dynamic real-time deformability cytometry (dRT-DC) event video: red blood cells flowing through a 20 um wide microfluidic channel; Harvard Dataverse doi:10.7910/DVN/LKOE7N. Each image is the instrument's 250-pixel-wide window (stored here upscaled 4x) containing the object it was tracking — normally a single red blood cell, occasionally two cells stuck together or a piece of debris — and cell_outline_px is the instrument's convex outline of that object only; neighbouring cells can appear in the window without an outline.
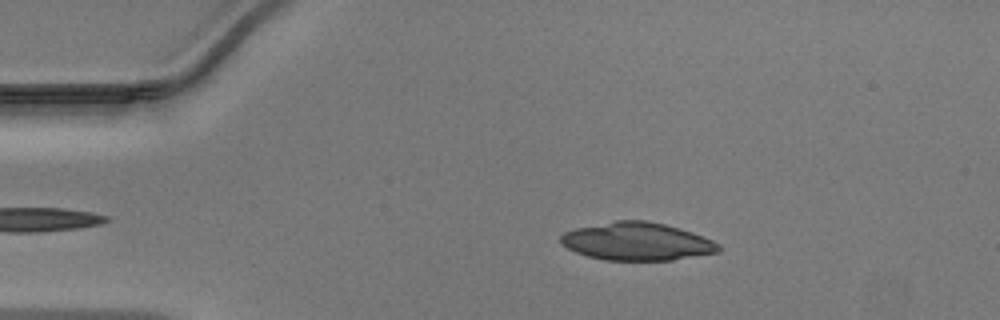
{"species": "Egyptian fruit bat (a non-hibernating species)", "species_latin": "Rousettus aegyptiacus", "temperature_condition": "warm", "stored_images_in_passage": 40, "camera_frame_rate_fps": 3000, "um_per_image_px": 0.085, "animal": {"sex": "male"}, "frame": {"image": 1, "passage_image": 8, "time_ms": 2.333, "image_size_px": [1000, 320], "cell_outline_px": [[720, 252], [672, 260], [604, 260], [588, 256], [576, 252], [560, 244], [560, 236], [564, 232], [576, 228], [616, 220], [644, 220], [664, 224], [680, 228], [704, 236], [720, 244]], "centroid_in_image_um": [54.15, 20.52], "position_along_channel_um": 30.8, "area_um2": 34.91}}